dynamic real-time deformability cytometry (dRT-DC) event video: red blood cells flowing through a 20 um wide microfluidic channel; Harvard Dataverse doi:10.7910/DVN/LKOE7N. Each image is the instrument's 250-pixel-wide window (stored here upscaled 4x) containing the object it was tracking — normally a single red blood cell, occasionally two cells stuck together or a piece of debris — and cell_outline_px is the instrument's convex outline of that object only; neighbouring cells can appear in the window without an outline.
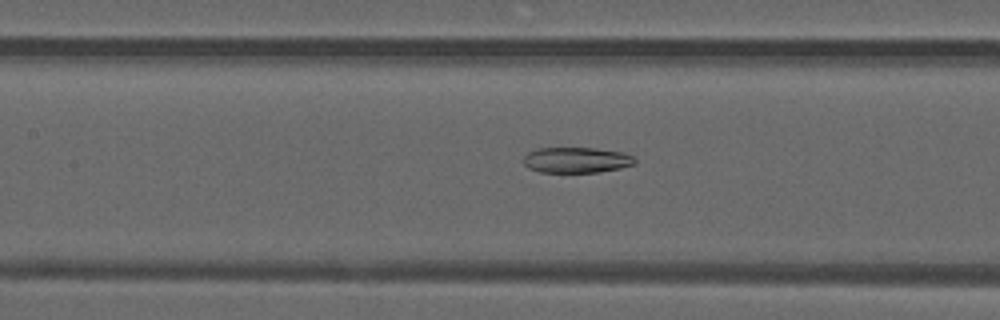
{"species": "common noctule bat (a hibernating species)", "species_latin": "Nyctalus noctula", "temperature_condition": "warm", "stored_images_in_passage": 35, "camera_frame_rate_fps": 3000, "um_per_image_px": 0.085, "animal": {"sex": "male", "forearm_length_mm": 52.5}, "frame": {"image": 1, "passage_image": 9, "time_ms": 2.667, "image_size_px": [1000, 320], "cell_outline_px": [[636, 164], [620, 168], [600, 172], [540, 172], [528, 168], [524, 164], [524, 156], [528, 152], [536, 148], [596, 148], [624, 152], [632, 156], [636, 160]], "centroid_in_image_um": [49.01, 13.6], "position_along_channel_um": 158.4, "area_um2": 16.76}}
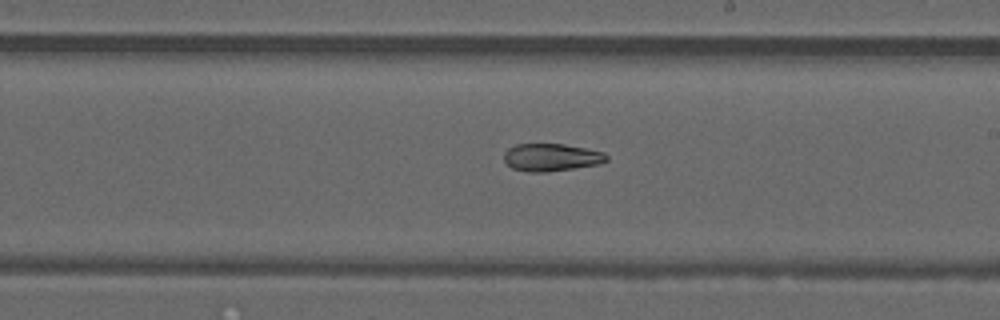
{"frame": {"image": 2, "passage_image": 15, "time_ms": 4.667, "image_size_px": [1000, 320], "cell_outline_px": [[608, 160], [600, 164], [548, 172], [528, 172], [512, 168], [504, 160], [504, 152], [508, 148], [516, 144], [564, 144], [604, 152], [608, 156]], "centroid_in_image_um": [46.86, 13.38], "position_along_channel_um": 242.1, "area_um2": 16.53}}
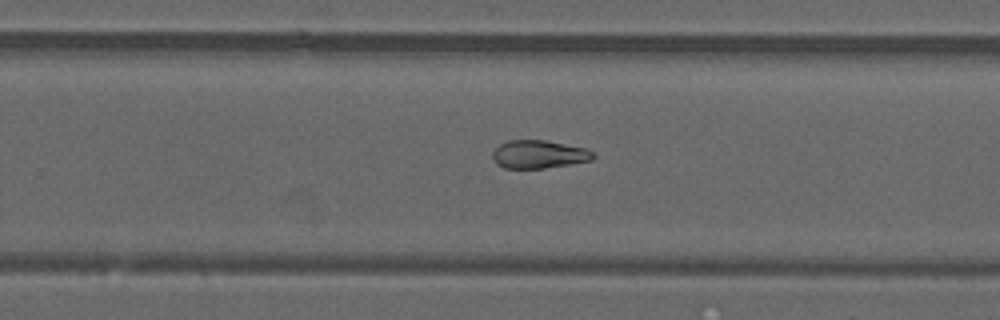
{"frame": {"image": 3, "passage_image": 18, "time_ms": 5.667, "image_size_px": [1000, 320], "cell_outline_px": [[596, 156], [592, 160], [544, 168], [504, 168], [496, 164], [492, 156], [492, 152], [500, 144], [508, 140], [544, 140], [584, 148], [592, 152]], "centroid_in_image_um": [45.76, 13.12], "position_along_channel_um": 284.0, "area_um2": 16.3}, "authors_computed_cell_mechanics": {"area_um2": 17.34, "velocity_mm_per_s": 4.2093, "shape_relaxation_time_tau1_ms": null, "shape_relaxation_time_tau2_ms": 6.0963, "deformation_change_tau1": null, "deformation_change_tau2": 0.1532}}